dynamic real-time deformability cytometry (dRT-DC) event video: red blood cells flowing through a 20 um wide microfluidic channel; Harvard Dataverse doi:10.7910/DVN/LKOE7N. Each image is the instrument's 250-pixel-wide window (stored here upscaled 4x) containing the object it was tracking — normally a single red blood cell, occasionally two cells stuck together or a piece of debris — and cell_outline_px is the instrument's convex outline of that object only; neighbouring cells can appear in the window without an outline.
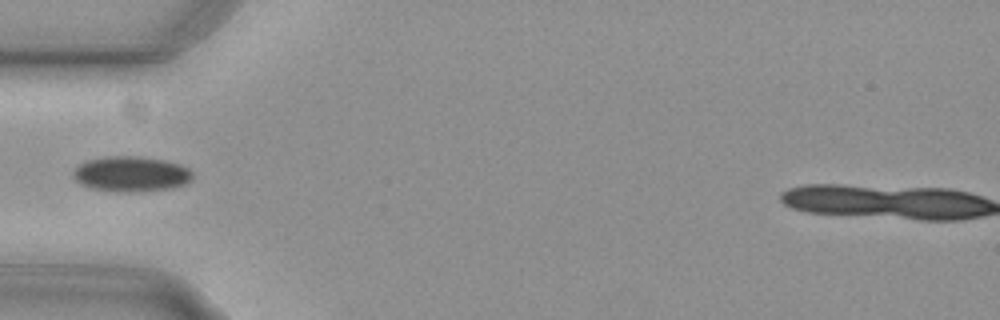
{"species": "common noctule bat (a hibernating species)", "species_latin": "Nyctalus noctula", "temperature_condition": "cold", "stored_images_in_passage": 36, "camera_frame_rate_fps": 3000, "um_per_image_px": 0.085, "animal": {"sex": "female", "body_mass_g": 29.2, "forearm_length_mm": 56.3}, "frame": {"image": 1, "passage_image": 1, "time_ms": 0.0, "image_size_px": [1000, 320], "cell_outline_px": [[192, 180], [184, 184], [172, 188], [140, 192], [116, 192], [88, 188], [80, 184], [72, 176], [72, 172], [80, 164], [88, 160], [108, 156], [136, 156], [164, 160], [180, 164], [188, 168], [192, 172]], "centroid_in_image_um": [11.13, 14.8], "position_along_channel_um": 73.9, "area_um2": 24.8}}
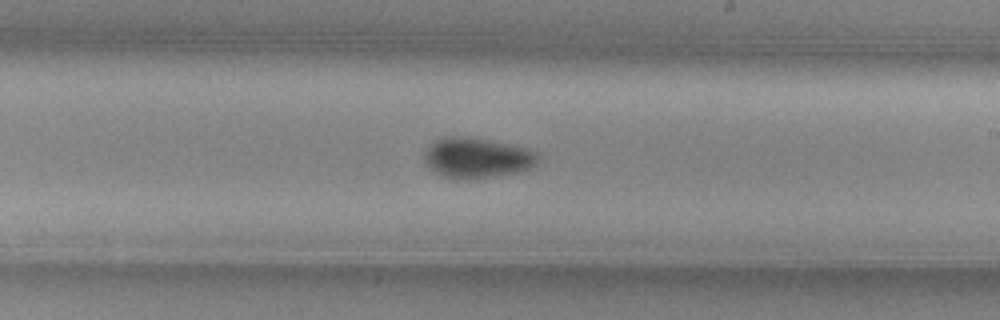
{"frame": {"image": 2, "passage_image": 15, "time_ms": 4.667, "image_size_px": [1000, 320], "cell_outline_px": [[540, 156], [536, 164], [520, 172], [468, 180], [464, 180], [440, 176], [432, 172], [424, 160], [424, 152], [436, 140], [448, 136], [460, 136], [512, 144], [536, 152]], "centroid_in_image_um": [40.52, 13.44], "position_along_channel_um": 248.5, "area_um2": 26.76}}
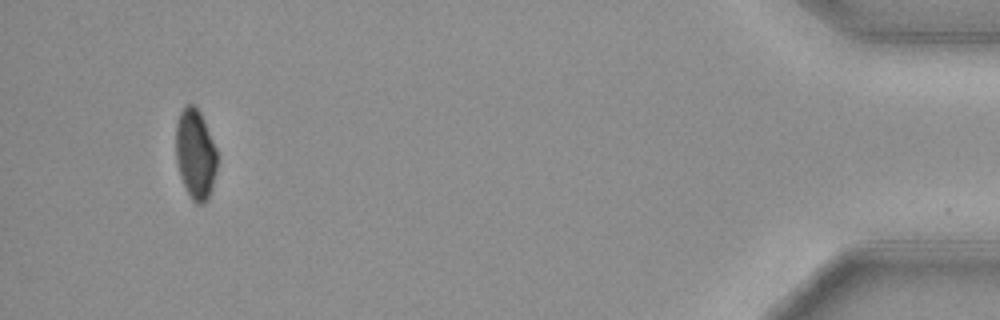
{"frame": {"image": 3, "passage_image": 35, "time_ms": 11.333, "image_size_px": [1000, 320], "cell_outline_px": [[216, 172], [212, 188], [208, 200], [204, 204], [196, 204], [192, 200], [180, 176], [176, 160], [176, 120], [180, 112], [188, 104], [192, 104], [200, 112], [204, 120], [216, 148]], "centroid_in_image_um": [16.6, 13.12], "position_along_channel_um": 418.6, "area_um2": 21.62}}